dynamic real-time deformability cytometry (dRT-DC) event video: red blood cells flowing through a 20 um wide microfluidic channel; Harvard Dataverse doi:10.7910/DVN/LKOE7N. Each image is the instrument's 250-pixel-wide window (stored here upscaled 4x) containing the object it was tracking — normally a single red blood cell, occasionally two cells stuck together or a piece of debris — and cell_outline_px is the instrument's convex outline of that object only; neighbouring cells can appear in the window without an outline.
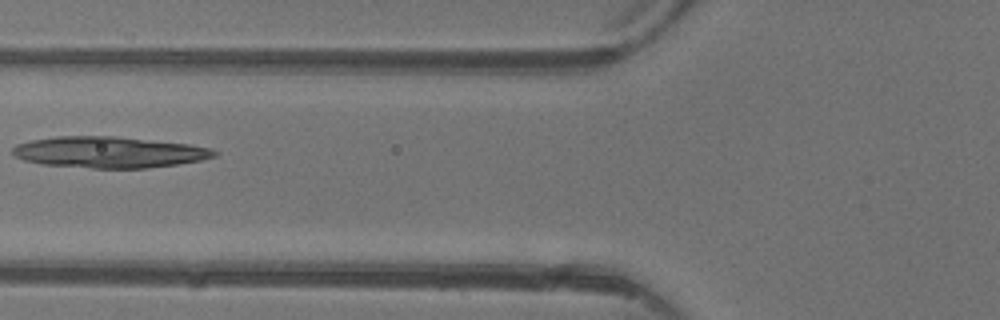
{"species": "common noctule bat (a hibernating species)", "species_latin": "Nyctalus noctula", "temperature_condition": "warm", "stored_images_in_passage": 5, "camera_frame_rate_fps": 3000, "um_per_image_px": 0.085, "animal": {"sex": "female"}, "frame": {"image": 1, "passage_image": 5, "time_ms": 5.667, "image_size_px": [1000, 320], "cell_outline_px": [[220, 152], [216, 156], [200, 160], [176, 164], [148, 168], [92, 168], [40, 164], [24, 160], [16, 156], [12, 152], [12, 148], [16, 144], [32, 140], [56, 136], [112, 136], [188, 144], [212, 148]], "centroid_in_image_um": [9.27, 12.94], "position_along_channel_um": 116.5, "area_um2": 36.59}}